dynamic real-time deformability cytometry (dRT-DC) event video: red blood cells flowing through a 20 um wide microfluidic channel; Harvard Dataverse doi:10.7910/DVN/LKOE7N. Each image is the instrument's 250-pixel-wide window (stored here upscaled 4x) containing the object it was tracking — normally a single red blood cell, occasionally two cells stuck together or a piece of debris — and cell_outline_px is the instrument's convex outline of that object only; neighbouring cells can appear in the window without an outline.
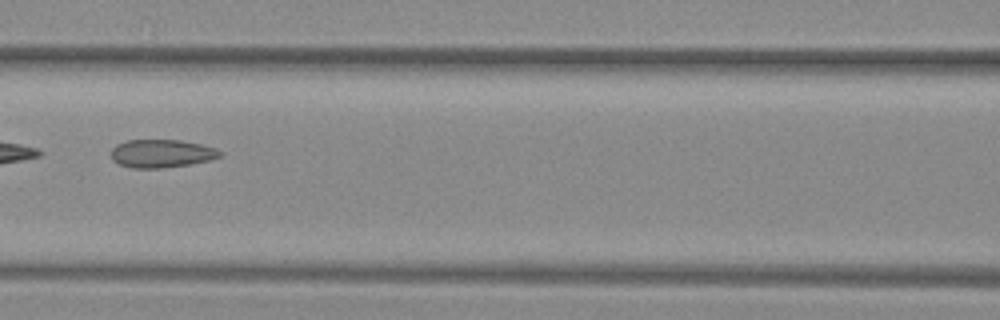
{"species": "common noctule bat (a hibernating species)", "species_latin": "Nyctalus noctula", "temperature_condition": "warm", "stored_images_in_passage": 30, "camera_frame_rate_fps": 3000, "um_per_image_px": 0.085, "animal": {"sex": "female", "body_mass_g": 29.2, "forearm_length_mm": 56.3}, "frame": {"image": 1, "passage_image": 10, "time_ms": 3.0, "image_size_px": [1000, 320], "cell_outline_px": [[224, 152], [220, 156], [208, 160], [188, 164], [160, 168], [132, 168], [120, 164], [112, 160], [112, 148], [116, 144], [128, 140], [180, 140], [200, 144], [216, 148]], "centroid_in_image_um": [13.72, 13.04], "position_along_channel_um": 152.9, "area_um2": 17.69}}
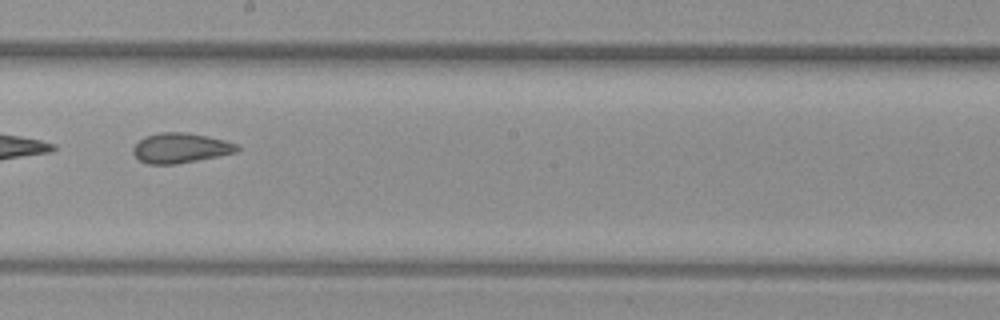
{"frame": {"image": 2, "passage_image": 16, "time_ms": 5.0, "image_size_px": [1000, 320], "cell_outline_px": [[240, 148], [236, 152], [220, 156], [176, 164], [148, 164], [140, 160], [132, 152], [132, 148], [144, 136], [160, 132], [188, 132], [208, 136], [224, 140], [236, 144]], "centroid_in_image_um": [15.34, 12.57], "position_along_channel_um": 232.9, "area_um2": 18.21}}
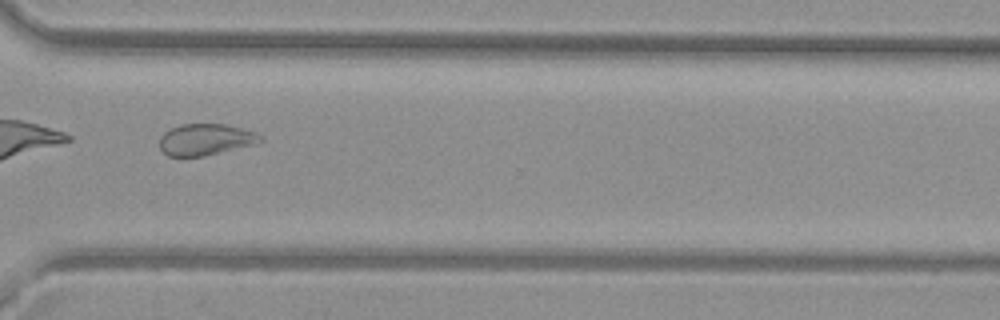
{"frame": {"image": 3, "passage_image": 25, "time_ms": 8.0, "image_size_px": [1000, 320], "cell_outline_px": [[264, 140], [252, 144], [204, 156], [168, 156], [160, 148], [160, 136], [164, 132], [180, 124], [228, 124], [256, 132]], "centroid_in_image_um": [17.45, 11.84], "position_along_channel_um": 353.1, "area_um2": 18.26}, "authors_computed_cell_mechanics": {"area_um2": 18.2648, "velocity_mm_per_s": 4.016, "shape_relaxation_time_tau1_ms": null, "shape_relaxation_time_tau2_ms": 1.4478, "deformation_change_tau1": null, "deformation_change_tau2": 0.0717}}